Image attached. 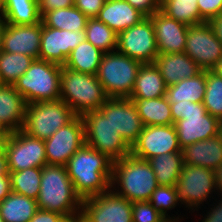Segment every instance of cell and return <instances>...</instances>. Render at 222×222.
<instances>
[{
  "mask_svg": "<svg viewBox=\"0 0 222 222\" xmlns=\"http://www.w3.org/2000/svg\"><path fill=\"white\" fill-rule=\"evenodd\" d=\"M149 202L152 206L166 217L170 222H179V217H168L167 210L176 207L179 204L177 199V191L175 186L159 185L152 193Z\"/></svg>",
  "mask_w": 222,
  "mask_h": 222,
  "instance_id": "38",
  "label": "cell"
},
{
  "mask_svg": "<svg viewBox=\"0 0 222 222\" xmlns=\"http://www.w3.org/2000/svg\"><path fill=\"white\" fill-rule=\"evenodd\" d=\"M203 105L207 112L222 121V77L206 70V89Z\"/></svg>",
  "mask_w": 222,
  "mask_h": 222,
  "instance_id": "37",
  "label": "cell"
},
{
  "mask_svg": "<svg viewBox=\"0 0 222 222\" xmlns=\"http://www.w3.org/2000/svg\"><path fill=\"white\" fill-rule=\"evenodd\" d=\"M145 17L152 16L160 10V0H125Z\"/></svg>",
  "mask_w": 222,
  "mask_h": 222,
  "instance_id": "42",
  "label": "cell"
},
{
  "mask_svg": "<svg viewBox=\"0 0 222 222\" xmlns=\"http://www.w3.org/2000/svg\"><path fill=\"white\" fill-rule=\"evenodd\" d=\"M11 193L9 175H0V203Z\"/></svg>",
  "mask_w": 222,
  "mask_h": 222,
  "instance_id": "46",
  "label": "cell"
},
{
  "mask_svg": "<svg viewBox=\"0 0 222 222\" xmlns=\"http://www.w3.org/2000/svg\"><path fill=\"white\" fill-rule=\"evenodd\" d=\"M75 117L72 109L61 99L34 102L26 105L21 130L31 137L45 140Z\"/></svg>",
  "mask_w": 222,
  "mask_h": 222,
  "instance_id": "8",
  "label": "cell"
},
{
  "mask_svg": "<svg viewBox=\"0 0 222 222\" xmlns=\"http://www.w3.org/2000/svg\"><path fill=\"white\" fill-rule=\"evenodd\" d=\"M81 222H133L132 202L110 189L82 200Z\"/></svg>",
  "mask_w": 222,
  "mask_h": 222,
  "instance_id": "11",
  "label": "cell"
},
{
  "mask_svg": "<svg viewBox=\"0 0 222 222\" xmlns=\"http://www.w3.org/2000/svg\"><path fill=\"white\" fill-rule=\"evenodd\" d=\"M172 152H182L174 124L144 126L138 140L131 146V154L143 160Z\"/></svg>",
  "mask_w": 222,
  "mask_h": 222,
  "instance_id": "16",
  "label": "cell"
},
{
  "mask_svg": "<svg viewBox=\"0 0 222 222\" xmlns=\"http://www.w3.org/2000/svg\"><path fill=\"white\" fill-rule=\"evenodd\" d=\"M206 89V70L192 78H185L168 86L165 97L170 104L178 102H203Z\"/></svg>",
  "mask_w": 222,
  "mask_h": 222,
  "instance_id": "26",
  "label": "cell"
},
{
  "mask_svg": "<svg viewBox=\"0 0 222 222\" xmlns=\"http://www.w3.org/2000/svg\"><path fill=\"white\" fill-rule=\"evenodd\" d=\"M5 27V22L3 18L0 16V52L2 51V35Z\"/></svg>",
  "mask_w": 222,
  "mask_h": 222,
  "instance_id": "52",
  "label": "cell"
},
{
  "mask_svg": "<svg viewBox=\"0 0 222 222\" xmlns=\"http://www.w3.org/2000/svg\"><path fill=\"white\" fill-rule=\"evenodd\" d=\"M10 132L5 128V126L0 122V137H8Z\"/></svg>",
  "mask_w": 222,
  "mask_h": 222,
  "instance_id": "53",
  "label": "cell"
},
{
  "mask_svg": "<svg viewBox=\"0 0 222 222\" xmlns=\"http://www.w3.org/2000/svg\"><path fill=\"white\" fill-rule=\"evenodd\" d=\"M85 40V32L60 30L47 27L42 23V36L38 59L63 66L71 51Z\"/></svg>",
  "mask_w": 222,
  "mask_h": 222,
  "instance_id": "18",
  "label": "cell"
},
{
  "mask_svg": "<svg viewBox=\"0 0 222 222\" xmlns=\"http://www.w3.org/2000/svg\"><path fill=\"white\" fill-rule=\"evenodd\" d=\"M96 18L119 34L146 17L125 0H108L104 2Z\"/></svg>",
  "mask_w": 222,
  "mask_h": 222,
  "instance_id": "23",
  "label": "cell"
},
{
  "mask_svg": "<svg viewBox=\"0 0 222 222\" xmlns=\"http://www.w3.org/2000/svg\"><path fill=\"white\" fill-rule=\"evenodd\" d=\"M8 137H0V151L4 148V142Z\"/></svg>",
  "mask_w": 222,
  "mask_h": 222,
  "instance_id": "54",
  "label": "cell"
},
{
  "mask_svg": "<svg viewBox=\"0 0 222 222\" xmlns=\"http://www.w3.org/2000/svg\"><path fill=\"white\" fill-rule=\"evenodd\" d=\"M177 199L188 208H198L209 194L216 190L214 170L201 166L183 164L180 177L175 184ZM215 189V190H213Z\"/></svg>",
  "mask_w": 222,
  "mask_h": 222,
  "instance_id": "13",
  "label": "cell"
},
{
  "mask_svg": "<svg viewBox=\"0 0 222 222\" xmlns=\"http://www.w3.org/2000/svg\"><path fill=\"white\" fill-rule=\"evenodd\" d=\"M88 18L75 6L46 12L42 23L51 28L75 32H85Z\"/></svg>",
  "mask_w": 222,
  "mask_h": 222,
  "instance_id": "32",
  "label": "cell"
},
{
  "mask_svg": "<svg viewBox=\"0 0 222 222\" xmlns=\"http://www.w3.org/2000/svg\"><path fill=\"white\" fill-rule=\"evenodd\" d=\"M213 208V209H212ZM210 212H208L205 219L202 222H222V200H219L218 205L212 207Z\"/></svg>",
  "mask_w": 222,
  "mask_h": 222,
  "instance_id": "45",
  "label": "cell"
},
{
  "mask_svg": "<svg viewBox=\"0 0 222 222\" xmlns=\"http://www.w3.org/2000/svg\"><path fill=\"white\" fill-rule=\"evenodd\" d=\"M165 84L174 85L185 78H192L202 69L185 53H159L154 60Z\"/></svg>",
  "mask_w": 222,
  "mask_h": 222,
  "instance_id": "21",
  "label": "cell"
},
{
  "mask_svg": "<svg viewBox=\"0 0 222 222\" xmlns=\"http://www.w3.org/2000/svg\"><path fill=\"white\" fill-rule=\"evenodd\" d=\"M144 126L173 124L171 106L165 96L152 99H131Z\"/></svg>",
  "mask_w": 222,
  "mask_h": 222,
  "instance_id": "27",
  "label": "cell"
},
{
  "mask_svg": "<svg viewBox=\"0 0 222 222\" xmlns=\"http://www.w3.org/2000/svg\"><path fill=\"white\" fill-rule=\"evenodd\" d=\"M75 0H39V13L41 17L50 10L62 9L74 6Z\"/></svg>",
  "mask_w": 222,
  "mask_h": 222,
  "instance_id": "43",
  "label": "cell"
},
{
  "mask_svg": "<svg viewBox=\"0 0 222 222\" xmlns=\"http://www.w3.org/2000/svg\"><path fill=\"white\" fill-rule=\"evenodd\" d=\"M215 182H216V190L222 194V164L218 166L215 170Z\"/></svg>",
  "mask_w": 222,
  "mask_h": 222,
  "instance_id": "49",
  "label": "cell"
},
{
  "mask_svg": "<svg viewBox=\"0 0 222 222\" xmlns=\"http://www.w3.org/2000/svg\"><path fill=\"white\" fill-rule=\"evenodd\" d=\"M85 144L92 149L106 154L111 160L122 159L131 154V147L99 110L85 113Z\"/></svg>",
  "mask_w": 222,
  "mask_h": 222,
  "instance_id": "9",
  "label": "cell"
},
{
  "mask_svg": "<svg viewBox=\"0 0 222 222\" xmlns=\"http://www.w3.org/2000/svg\"><path fill=\"white\" fill-rule=\"evenodd\" d=\"M38 209L68 216L80 214L82 200L76 194L64 165H45L36 199Z\"/></svg>",
  "mask_w": 222,
  "mask_h": 222,
  "instance_id": "3",
  "label": "cell"
},
{
  "mask_svg": "<svg viewBox=\"0 0 222 222\" xmlns=\"http://www.w3.org/2000/svg\"><path fill=\"white\" fill-rule=\"evenodd\" d=\"M131 147L143 131L144 124L129 98H108L98 109Z\"/></svg>",
  "mask_w": 222,
  "mask_h": 222,
  "instance_id": "17",
  "label": "cell"
},
{
  "mask_svg": "<svg viewBox=\"0 0 222 222\" xmlns=\"http://www.w3.org/2000/svg\"><path fill=\"white\" fill-rule=\"evenodd\" d=\"M216 75L222 77V58L218 60L216 65L211 69Z\"/></svg>",
  "mask_w": 222,
  "mask_h": 222,
  "instance_id": "51",
  "label": "cell"
},
{
  "mask_svg": "<svg viewBox=\"0 0 222 222\" xmlns=\"http://www.w3.org/2000/svg\"><path fill=\"white\" fill-rule=\"evenodd\" d=\"M117 49L142 64L153 63L159 53L151 18L146 17L140 23L120 32Z\"/></svg>",
  "mask_w": 222,
  "mask_h": 222,
  "instance_id": "12",
  "label": "cell"
},
{
  "mask_svg": "<svg viewBox=\"0 0 222 222\" xmlns=\"http://www.w3.org/2000/svg\"><path fill=\"white\" fill-rule=\"evenodd\" d=\"M37 210L35 199L13 191L0 203V215L5 222H29Z\"/></svg>",
  "mask_w": 222,
  "mask_h": 222,
  "instance_id": "30",
  "label": "cell"
},
{
  "mask_svg": "<svg viewBox=\"0 0 222 222\" xmlns=\"http://www.w3.org/2000/svg\"><path fill=\"white\" fill-rule=\"evenodd\" d=\"M65 167L81 200L111 189L113 160L87 144L77 150Z\"/></svg>",
  "mask_w": 222,
  "mask_h": 222,
  "instance_id": "1",
  "label": "cell"
},
{
  "mask_svg": "<svg viewBox=\"0 0 222 222\" xmlns=\"http://www.w3.org/2000/svg\"><path fill=\"white\" fill-rule=\"evenodd\" d=\"M26 105L24 97L13 85L0 86V122L9 132L22 129Z\"/></svg>",
  "mask_w": 222,
  "mask_h": 222,
  "instance_id": "24",
  "label": "cell"
},
{
  "mask_svg": "<svg viewBox=\"0 0 222 222\" xmlns=\"http://www.w3.org/2000/svg\"><path fill=\"white\" fill-rule=\"evenodd\" d=\"M208 22L212 26L216 37L222 43V13L219 16L210 19Z\"/></svg>",
  "mask_w": 222,
  "mask_h": 222,
  "instance_id": "47",
  "label": "cell"
},
{
  "mask_svg": "<svg viewBox=\"0 0 222 222\" xmlns=\"http://www.w3.org/2000/svg\"><path fill=\"white\" fill-rule=\"evenodd\" d=\"M4 149L9 172L31 167L43 168L47 164L44 140L31 137L21 129L10 132Z\"/></svg>",
  "mask_w": 222,
  "mask_h": 222,
  "instance_id": "10",
  "label": "cell"
},
{
  "mask_svg": "<svg viewBox=\"0 0 222 222\" xmlns=\"http://www.w3.org/2000/svg\"><path fill=\"white\" fill-rule=\"evenodd\" d=\"M160 10L188 26L206 22L200 16L197 0H160Z\"/></svg>",
  "mask_w": 222,
  "mask_h": 222,
  "instance_id": "33",
  "label": "cell"
},
{
  "mask_svg": "<svg viewBox=\"0 0 222 222\" xmlns=\"http://www.w3.org/2000/svg\"><path fill=\"white\" fill-rule=\"evenodd\" d=\"M202 70H211L222 58V43L209 22L191 25L184 51Z\"/></svg>",
  "mask_w": 222,
  "mask_h": 222,
  "instance_id": "14",
  "label": "cell"
},
{
  "mask_svg": "<svg viewBox=\"0 0 222 222\" xmlns=\"http://www.w3.org/2000/svg\"><path fill=\"white\" fill-rule=\"evenodd\" d=\"M200 16L208 22L222 13V0H197Z\"/></svg>",
  "mask_w": 222,
  "mask_h": 222,
  "instance_id": "40",
  "label": "cell"
},
{
  "mask_svg": "<svg viewBox=\"0 0 222 222\" xmlns=\"http://www.w3.org/2000/svg\"><path fill=\"white\" fill-rule=\"evenodd\" d=\"M34 58L20 53L0 52V75L6 85H14L30 67Z\"/></svg>",
  "mask_w": 222,
  "mask_h": 222,
  "instance_id": "35",
  "label": "cell"
},
{
  "mask_svg": "<svg viewBox=\"0 0 222 222\" xmlns=\"http://www.w3.org/2000/svg\"><path fill=\"white\" fill-rule=\"evenodd\" d=\"M0 13L4 22L8 24L32 25L41 22L36 0H5Z\"/></svg>",
  "mask_w": 222,
  "mask_h": 222,
  "instance_id": "28",
  "label": "cell"
},
{
  "mask_svg": "<svg viewBox=\"0 0 222 222\" xmlns=\"http://www.w3.org/2000/svg\"><path fill=\"white\" fill-rule=\"evenodd\" d=\"M133 222H170L149 201L132 202Z\"/></svg>",
  "mask_w": 222,
  "mask_h": 222,
  "instance_id": "39",
  "label": "cell"
},
{
  "mask_svg": "<svg viewBox=\"0 0 222 222\" xmlns=\"http://www.w3.org/2000/svg\"><path fill=\"white\" fill-rule=\"evenodd\" d=\"M47 165H66L69 159L85 144V127L82 116H76L51 137L44 140Z\"/></svg>",
  "mask_w": 222,
  "mask_h": 222,
  "instance_id": "15",
  "label": "cell"
},
{
  "mask_svg": "<svg viewBox=\"0 0 222 222\" xmlns=\"http://www.w3.org/2000/svg\"><path fill=\"white\" fill-rule=\"evenodd\" d=\"M170 106L181 149L222 132L221 121L207 112L203 102H178Z\"/></svg>",
  "mask_w": 222,
  "mask_h": 222,
  "instance_id": "4",
  "label": "cell"
},
{
  "mask_svg": "<svg viewBox=\"0 0 222 222\" xmlns=\"http://www.w3.org/2000/svg\"><path fill=\"white\" fill-rule=\"evenodd\" d=\"M62 66L41 59H34L27 71L13 87L27 104L60 99V73Z\"/></svg>",
  "mask_w": 222,
  "mask_h": 222,
  "instance_id": "6",
  "label": "cell"
},
{
  "mask_svg": "<svg viewBox=\"0 0 222 222\" xmlns=\"http://www.w3.org/2000/svg\"><path fill=\"white\" fill-rule=\"evenodd\" d=\"M4 83L2 82V79H1V75H0V86H2Z\"/></svg>",
  "mask_w": 222,
  "mask_h": 222,
  "instance_id": "56",
  "label": "cell"
},
{
  "mask_svg": "<svg viewBox=\"0 0 222 222\" xmlns=\"http://www.w3.org/2000/svg\"><path fill=\"white\" fill-rule=\"evenodd\" d=\"M110 183L114 190L117 183L121 190L113 192L130 202L149 201L159 186L149 161L134 157L132 154L113 161Z\"/></svg>",
  "mask_w": 222,
  "mask_h": 222,
  "instance_id": "2",
  "label": "cell"
},
{
  "mask_svg": "<svg viewBox=\"0 0 222 222\" xmlns=\"http://www.w3.org/2000/svg\"><path fill=\"white\" fill-rule=\"evenodd\" d=\"M62 217L60 213L38 209L29 222H58Z\"/></svg>",
  "mask_w": 222,
  "mask_h": 222,
  "instance_id": "44",
  "label": "cell"
},
{
  "mask_svg": "<svg viewBox=\"0 0 222 222\" xmlns=\"http://www.w3.org/2000/svg\"><path fill=\"white\" fill-rule=\"evenodd\" d=\"M42 36V21L32 25L5 23L2 51L20 53L38 59Z\"/></svg>",
  "mask_w": 222,
  "mask_h": 222,
  "instance_id": "19",
  "label": "cell"
},
{
  "mask_svg": "<svg viewBox=\"0 0 222 222\" xmlns=\"http://www.w3.org/2000/svg\"><path fill=\"white\" fill-rule=\"evenodd\" d=\"M141 65L116 50L103 54L96 76L109 98H129Z\"/></svg>",
  "mask_w": 222,
  "mask_h": 222,
  "instance_id": "7",
  "label": "cell"
},
{
  "mask_svg": "<svg viewBox=\"0 0 222 222\" xmlns=\"http://www.w3.org/2000/svg\"><path fill=\"white\" fill-rule=\"evenodd\" d=\"M150 18L154 26L158 53H183L189 26L165 15L161 10Z\"/></svg>",
  "mask_w": 222,
  "mask_h": 222,
  "instance_id": "20",
  "label": "cell"
},
{
  "mask_svg": "<svg viewBox=\"0 0 222 222\" xmlns=\"http://www.w3.org/2000/svg\"><path fill=\"white\" fill-rule=\"evenodd\" d=\"M58 222H81V215L72 214L68 216H63Z\"/></svg>",
  "mask_w": 222,
  "mask_h": 222,
  "instance_id": "50",
  "label": "cell"
},
{
  "mask_svg": "<svg viewBox=\"0 0 222 222\" xmlns=\"http://www.w3.org/2000/svg\"><path fill=\"white\" fill-rule=\"evenodd\" d=\"M85 34L86 40L104 53L117 49L118 34L97 18H88Z\"/></svg>",
  "mask_w": 222,
  "mask_h": 222,
  "instance_id": "36",
  "label": "cell"
},
{
  "mask_svg": "<svg viewBox=\"0 0 222 222\" xmlns=\"http://www.w3.org/2000/svg\"><path fill=\"white\" fill-rule=\"evenodd\" d=\"M184 164L215 170L222 164V132L181 149Z\"/></svg>",
  "mask_w": 222,
  "mask_h": 222,
  "instance_id": "22",
  "label": "cell"
},
{
  "mask_svg": "<svg viewBox=\"0 0 222 222\" xmlns=\"http://www.w3.org/2000/svg\"><path fill=\"white\" fill-rule=\"evenodd\" d=\"M103 54V51L85 40L71 51L63 66L76 72L97 75Z\"/></svg>",
  "mask_w": 222,
  "mask_h": 222,
  "instance_id": "29",
  "label": "cell"
},
{
  "mask_svg": "<svg viewBox=\"0 0 222 222\" xmlns=\"http://www.w3.org/2000/svg\"><path fill=\"white\" fill-rule=\"evenodd\" d=\"M155 173L158 185L175 186L182 172V152L157 155L148 160Z\"/></svg>",
  "mask_w": 222,
  "mask_h": 222,
  "instance_id": "31",
  "label": "cell"
},
{
  "mask_svg": "<svg viewBox=\"0 0 222 222\" xmlns=\"http://www.w3.org/2000/svg\"><path fill=\"white\" fill-rule=\"evenodd\" d=\"M11 191L37 199L42 176V168L31 167L17 172H9Z\"/></svg>",
  "mask_w": 222,
  "mask_h": 222,
  "instance_id": "34",
  "label": "cell"
},
{
  "mask_svg": "<svg viewBox=\"0 0 222 222\" xmlns=\"http://www.w3.org/2000/svg\"><path fill=\"white\" fill-rule=\"evenodd\" d=\"M5 0H0V8L4 4Z\"/></svg>",
  "mask_w": 222,
  "mask_h": 222,
  "instance_id": "55",
  "label": "cell"
},
{
  "mask_svg": "<svg viewBox=\"0 0 222 222\" xmlns=\"http://www.w3.org/2000/svg\"><path fill=\"white\" fill-rule=\"evenodd\" d=\"M0 222H5V221L3 220V218L1 217V215H0Z\"/></svg>",
  "mask_w": 222,
  "mask_h": 222,
  "instance_id": "57",
  "label": "cell"
},
{
  "mask_svg": "<svg viewBox=\"0 0 222 222\" xmlns=\"http://www.w3.org/2000/svg\"><path fill=\"white\" fill-rule=\"evenodd\" d=\"M9 170H8V163H7V156L5 149L3 148L0 151V175H8Z\"/></svg>",
  "mask_w": 222,
  "mask_h": 222,
  "instance_id": "48",
  "label": "cell"
},
{
  "mask_svg": "<svg viewBox=\"0 0 222 222\" xmlns=\"http://www.w3.org/2000/svg\"><path fill=\"white\" fill-rule=\"evenodd\" d=\"M60 99L76 116L98 110L109 98L96 75L76 72L62 66Z\"/></svg>",
  "mask_w": 222,
  "mask_h": 222,
  "instance_id": "5",
  "label": "cell"
},
{
  "mask_svg": "<svg viewBox=\"0 0 222 222\" xmlns=\"http://www.w3.org/2000/svg\"><path fill=\"white\" fill-rule=\"evenodd\" d=\"M167 85L154 63L142 64L129 99H152L165 96Z\"/></svg>",
  "mask_w": 222,
  "mask_h": 222,
  "instance_id": "25",
  "label": "cell"
},
{
  "mask_svg": "<svg viewBox=\"0 0 222 222\" xmlns=\"http://www.w3.org/2000/svg\"><path fill=\"white\" fill-rule=\"evenodd\" d=\"M105 0H75L74 6L87 18H96Z\"/></svg>",
  "mask_w": 222,
  "mask_h": 222,
  "instance_id": "41",
  "label": "cell"
}]
</instances>
